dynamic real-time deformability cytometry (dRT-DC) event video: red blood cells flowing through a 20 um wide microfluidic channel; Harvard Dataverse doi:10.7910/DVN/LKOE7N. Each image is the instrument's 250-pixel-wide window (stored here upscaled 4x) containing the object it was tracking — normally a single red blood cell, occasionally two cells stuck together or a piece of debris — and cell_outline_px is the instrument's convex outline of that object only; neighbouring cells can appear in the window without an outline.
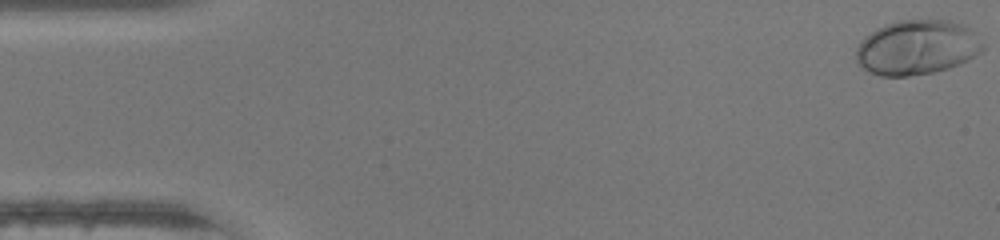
{"species": "human", "species_latin": "Homo sapiens", "temperature_condition": "warm", "stored_images_in_passage": 47, "camera_frame_rate_fps": 3000, "um_per_image_px": 0.085, "donor": {"sex": "female"}, "frame": {"image": 1, "passage_image": 1, "time_ms": 0.0, "image_size_px": [1000, 240], "cell_outline_px": [[984, 48], [980, 52], [968, 60], [960, 64], [936, 72], [908, 76], [880, 76], [860, 68], [856, 60], [856, 48], [860, 40], [864, 36], [876, 28], [884, 24], [900, 20], [948, 20], [964, 24], [984, 44]], "centroid_in_image_um": [77.9, 4.04], "position_along_channel_um": 7.1, "area_um2": 40.69}}
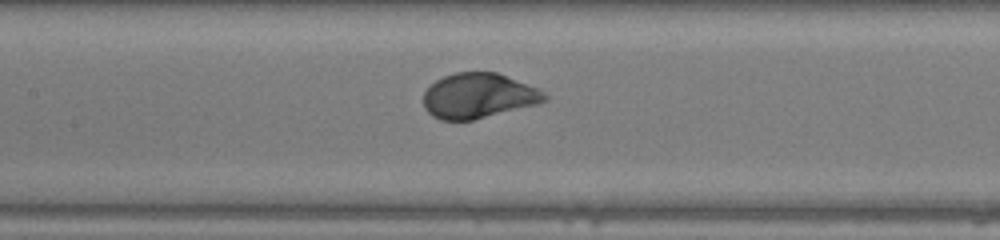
{"frame": {"image": 2, "passage_image": 22, "time_ms": 7.0, "image_size_px": [1000, 240], "cell_outline_px": [[548, 100], [536, 104], [472, 120], [440, 120], [432, 116], [424, 108], [424, 92], [436, 80], [444, 76], [456, 72], [496, 72], [536, 88], [544, 92], [548, 96]], "centroid_in_image_um": [40.64, 8.14], "position_along_channel_um": 166.8, "area_um2": 31.44}}
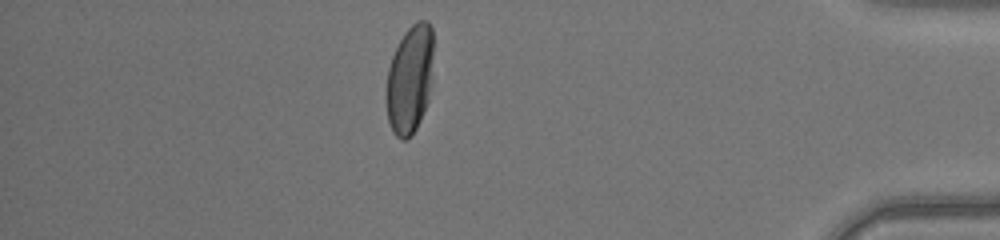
{"frame": {"image": 3, "passage_image": 41, "time_ms": 13.333, "image_size_px": [1000, 240], "cell_outline_px": [[432, 84], [428, 100], [420, 120], [412, 136], [404, 140], [400, 140], [392, 132], [388, 120], [384, 96], [388, 68], [392, 56], [404, 32], [416, 20], [428, 20], [432, 28]], "centroid_in_image_um": [34.81, 6.76], "position_along_channel_um": 400.4, "area_um2": 30.4}, "authors_computed_cell_mechanics": {"area_um2": 32.7726, "velocity_mm_per_s": 4.3888, "shape_relaxation_time_tau1_ms": 2.1994, "shape_relaxation_time_tau2_ms": null, "deformation_change_tau1": 0.1729, "deformation_change_tau2": null}}